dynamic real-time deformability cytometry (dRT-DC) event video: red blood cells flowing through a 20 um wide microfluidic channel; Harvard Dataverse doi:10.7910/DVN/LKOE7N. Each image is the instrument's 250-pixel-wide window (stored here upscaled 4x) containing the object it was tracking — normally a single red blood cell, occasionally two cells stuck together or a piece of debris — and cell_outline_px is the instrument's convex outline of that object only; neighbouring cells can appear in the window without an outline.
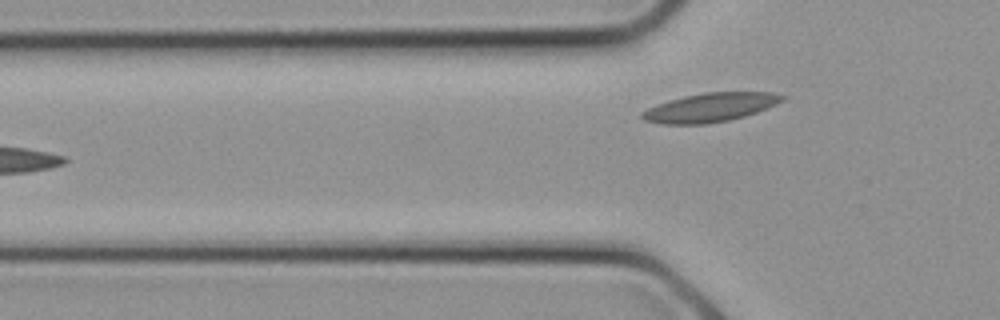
{"species": "common noctule bat (a hibernating species)", "species_latin": "Nyctalus noctula", "temperature_condition": "cold", "stored_images_in_passage": 11, "camera_frame_rate_fps": 3000, "um_per_image_px": 0.085, "animal": {"sex": "female", "body_mass_g": 21.9}, "frame": {"image": 1, "passage_image": 11, "time_ms": 3.333, "image_size_px": [1000, 320], "cell_outline_px": [[788, 96], [784, 100], [776, 104], [756, 112], [744, 116], [728, 120], [708, 124], [660, 124], [644, 120], [640, 116], [640, 112], [648, 108], [668, 100], [684, 96], [704, 92], [772, 92]], "centroid_in_image_um": [60.36, 9.13], "position_along_channel_um": 65.4, "area_um2": 23.64}}